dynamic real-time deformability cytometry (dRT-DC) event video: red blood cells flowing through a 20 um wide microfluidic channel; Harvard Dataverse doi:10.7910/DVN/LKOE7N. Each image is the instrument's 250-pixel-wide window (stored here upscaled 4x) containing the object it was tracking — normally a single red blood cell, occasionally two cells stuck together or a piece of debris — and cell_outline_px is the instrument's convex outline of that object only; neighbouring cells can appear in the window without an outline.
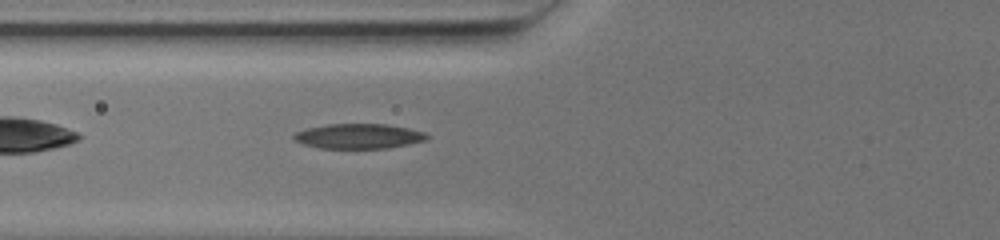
{"species": "common noctule bat (a hibernating species)", "species_latin": "Nyctalus noctula", "temperature_condition": "warm", "stored_images_in_passage": 46, "camera_frame_rate_fps": 3000, "um_per_image_px": 0.085, "animal": {"sex": "female", "body_mass_g": 19.5, "forearm_length_mm": 54.1}, "frame": {"image": 1, "passage_image": 3, "time_ms": 0.667, "image_size_px": [1000, 240], "cell_outline_px": [[428, 136], [424, 140], [388, 148], [320, 148], [304, 144], [296, 140], [292, 136], [296, 132], [308, 128], [328, 124], [384, 124], [424, 132]], "centroid_in_image_um": [30.44, 11.57], "position_along_channel_um": 95.4, "area_um2": 18.84}}
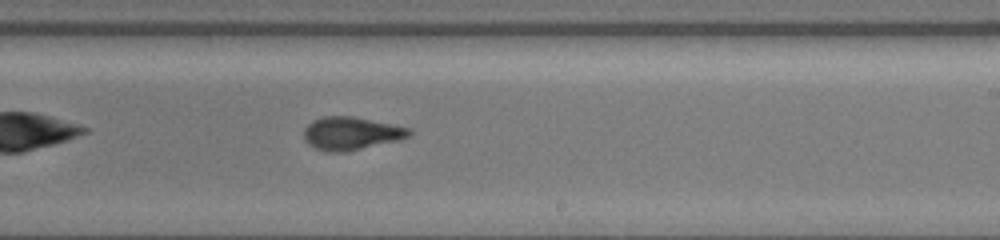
{"frame": {"image": 2, "passage_image": 20, "time_ms": 6.333, "image_size_px": [1000, 240], "cell_outline_px": [[412, 132], [408, 136], [400, 140], [348, 152], [324, 152], [308, 144], [304, 140], [304, 128], [312, 120], [324, 116], [352, 116], [408, 128]], "centroid_in_image_um": [29.8, 11.36], "position_along_channel_um": 259.2, "area_um2": 20.29}}
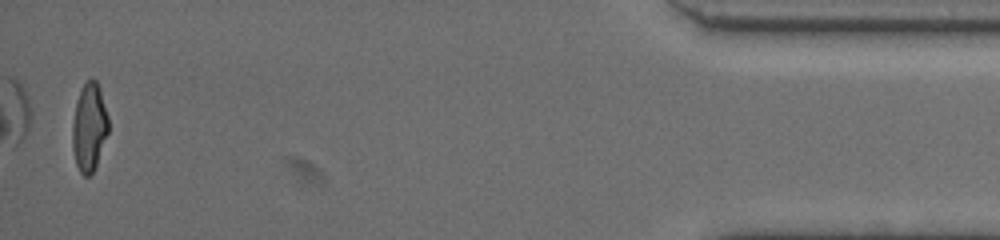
{"frame": {"image": 3, "passage_image": 45, "time_ms": 14.667, "image_size_px": [1000, 240], "cell_outline_px": [[108, 132], [96, 164], [92, 172], [88, 176], [84, 176], [80, 172], [76, 164], [72, 148], [72, 124], [76, 104], [80, 88], [92, 76], [96, 80], [100, 88], [108, 116]], "centroid_in_image_um": [7.57, 10.78], "position_along_channel_um": 427.6, "area_um2": 18.44}}